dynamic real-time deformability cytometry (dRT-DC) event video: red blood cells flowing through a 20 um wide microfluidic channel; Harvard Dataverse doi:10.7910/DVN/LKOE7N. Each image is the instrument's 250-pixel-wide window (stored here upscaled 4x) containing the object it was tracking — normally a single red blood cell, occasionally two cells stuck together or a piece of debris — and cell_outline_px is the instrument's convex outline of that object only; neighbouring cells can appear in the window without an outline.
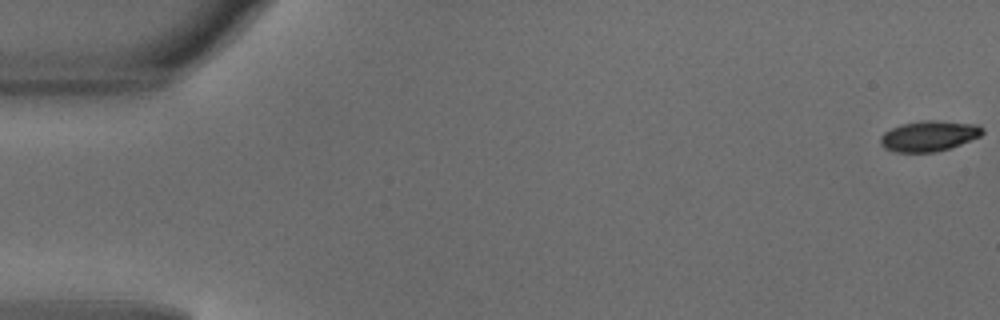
{"species": "common noctule bat (a hibernating species)", "species_latin": "Nyctalus noctula", "temperature_condition": "warm", "stored_images_in_passage": 49, "camera_frame_rate_fps": 3000, "um_per_image_px": 0.085, "animal": {"sex": "male", "body_mass_g": 18.8}, "frame": {"image": 1, "passage_image": 1, "time_ms": 0.0, "image_size_px": [1000, 320], "cell_outline_px": [[984, 132], [980, 136], [960, 144], [936, 152], [896, 152], [884, 148], [880, 144], [880, 136], [884, 132], [900, 124], [924, 120], [936, 120], [980, 124], [984, 128]], "centroid_in_image_um": [78.97, 11.54], "position_along_channel_um": 6.0, "area_um2": 18.26}}
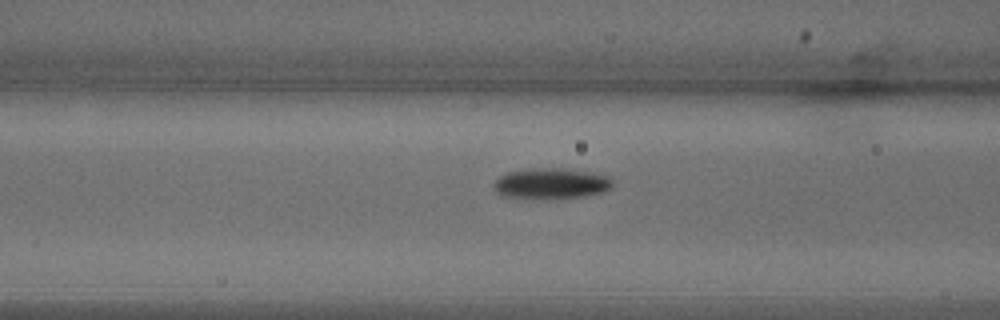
{"frame": {"image": 2, "passage_image": 20, "time_ms": 6.333, "image_size_px": [1000, 320], "cell_outline_px": [[612, 184], [608, 188], [600, 192], [584, 196], [508, 196], [496, 192], [496, 180], [500, 176], [508, 172], [532, 168], [564, 168], [588, 172], [608, 176], [612, 180]], "centroid_in_image_um": [46.87, 15.54], "position_along_channel_um": 119.7, "area_um2": 19.94}}
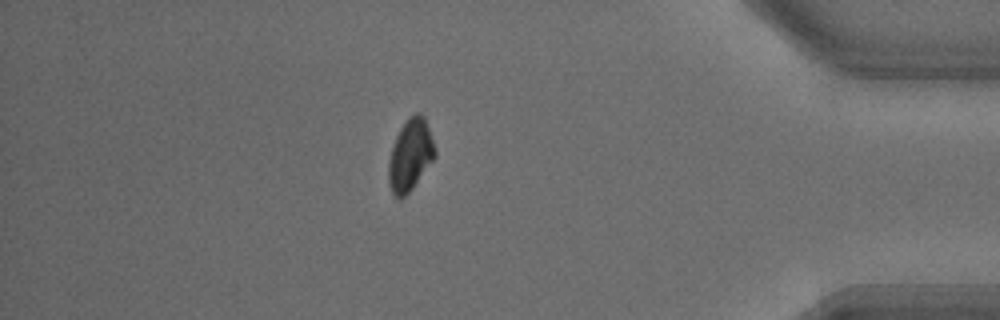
{"frame": {"image": 3, "passage_image": 43, "time_ms": 14.0, "image_size_px": [1000, 320], "cell_outline_px": [[436, 156], [412, 188], [400, 200], [392, 192], [388, 184], [388, 164], [392, 148], [396, 136], [400, 128], [408, 116], [416, 112], [420, 112], [424, 116], [436, 152]], "centroid_in_image_um": [34.86, 13.16], "position_along_channel_um": 400.3, "area_um2": 19.19}, "authors_computed_cell_mechanics": {"area_um2": 19.5364, "velocity_mm_per_s": 4.1426, "shape_relaxation_time_tau1_ms": 3.3472, "shape_relaxation_time_tau2_ms": null, "deformation_change_tau1": 0.1196, "deformation_change_tau2": null}}